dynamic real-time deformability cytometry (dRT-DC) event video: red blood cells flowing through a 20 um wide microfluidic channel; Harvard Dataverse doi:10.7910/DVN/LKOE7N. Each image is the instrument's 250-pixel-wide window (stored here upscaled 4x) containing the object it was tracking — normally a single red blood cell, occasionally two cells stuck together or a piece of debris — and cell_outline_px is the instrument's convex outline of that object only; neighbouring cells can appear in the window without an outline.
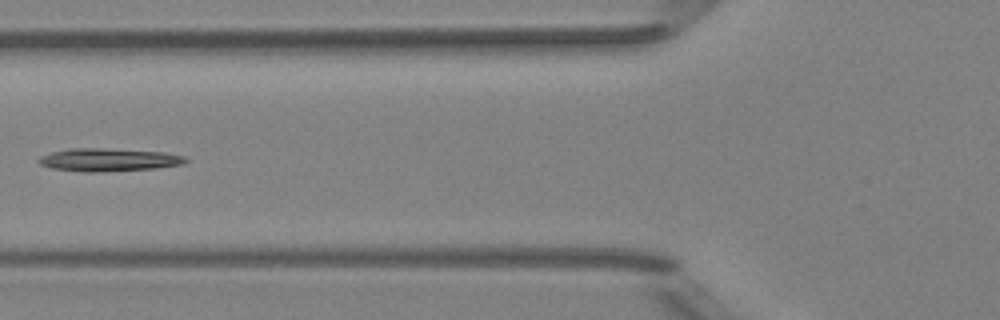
{"species": "Egyptian fruit bat (a non-hibernating species)", "species_latin": "Rousettus aegyptiacus", "temperature_condition": "room temperature", "stored_images_in_passage": 7, "segment_of_instrument_passage": [2, 2], "camera_frame_rate_fps": 3000, "um_per_image_px": 0.085, "animal": {"sex": "female"}, "frame": {"image": 1, "passage_image": 5, "time_ms": 5.667, "image_size_px": [1000, 320], "cell_outline_px": [[188, 160], [184, 164], [156, 168], [100, 172], [88, 172], [52, 168], [40, 164], [36, 160], [40, 156], [52, 152], [68, 148], [104, 148], [164, 152], [184, 156]], "centroid_in_image_um": [9.22, 13.58], "position_along_channel_um": 116.6, "area_um2": 19.65}}
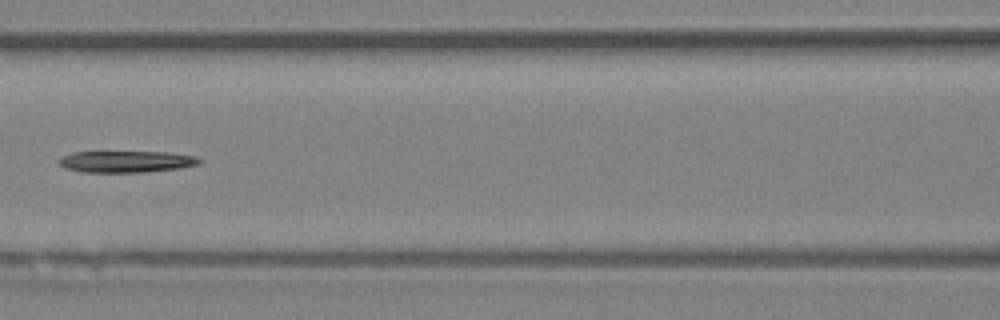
{"frame": {"image": 2, "passage_image": 6, "time_ms": 6.667, "image_size_px": [1000, 320], "cell_outline_px": [[204, 160], [200, 164], [180, 168], [144, 172], [84, 172], [64, 168], [60, 164], [60, 160], [64, 156], [72, 152], [168, 152], [196, 156]], "centroid_in_image_um": [10.8, 13.73], "position_along_channel_um": 155.8, "area_um2": 17.63}}
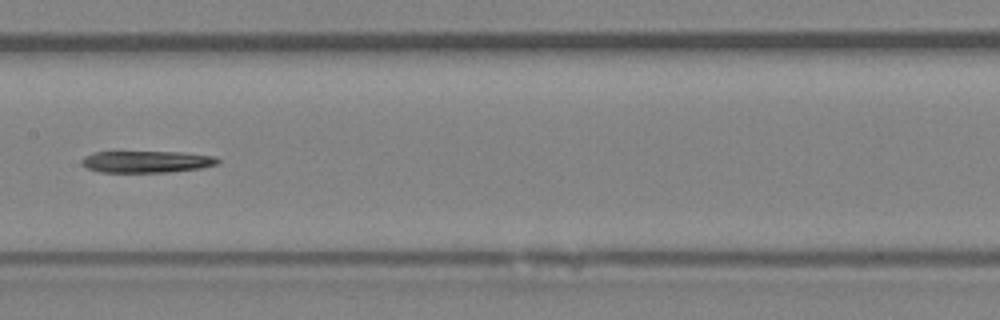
{"frame": {"image": 3, "passage_image": 7, "time_ms": 7.667, "image_size_px": [1000, 320], "cell_outline_px": [[220, 160], [216, 164], [200, 168], [168, 172], [100, 172], [88, 168], [80, 164], [80, 160], [84, 156], [92, 152], [184, 152], [216, 156]], "centroid_in_image_um": [12.44, 13.74], "position_along_channel_um": 195.0, "area_um2": 17.34}}